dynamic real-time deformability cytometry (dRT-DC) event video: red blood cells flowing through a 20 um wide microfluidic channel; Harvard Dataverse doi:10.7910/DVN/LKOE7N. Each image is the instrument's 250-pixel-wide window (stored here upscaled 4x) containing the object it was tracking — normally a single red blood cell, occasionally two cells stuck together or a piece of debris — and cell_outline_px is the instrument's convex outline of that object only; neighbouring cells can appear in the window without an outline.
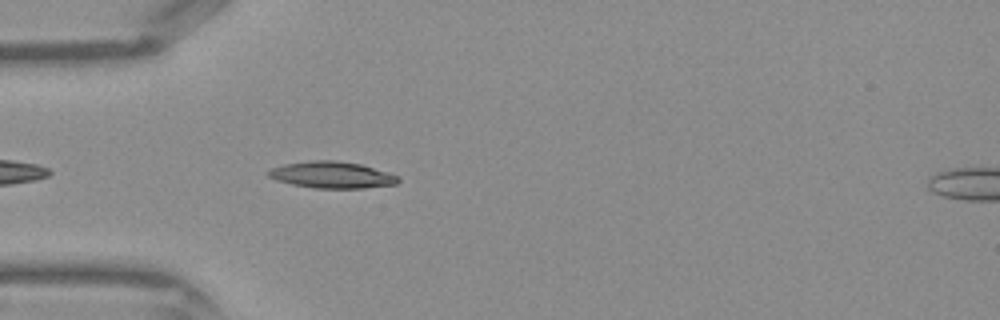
{"species": "Egyptian fruit bat (a non-hibernating species)", "species_latin": "Rousettus aegyptiacus", "temperature_condition": "warm", "stored_images_in_passage": 33, "camera_frame_rate_fps": 3000, "um_per_image_px": 0.085, "frame": {"image": 1, "passage_image": 3, "time_ms": 0.667, "image_size_px": [1000, 320], "cell_outline_px": [[400, 180], [396, 184], [364, 188], [312, 188], [292, 184], [276, 180], [268, 176], [268, 172], [272, 168], [284, 164], [312, 160], [336, 160], [360, 164], [388, 172], [400, 176]], "centroid_in_image_um": [28.23, 14.86], "position_along_channel_um": 56.8, "area_um2": 20.11}}
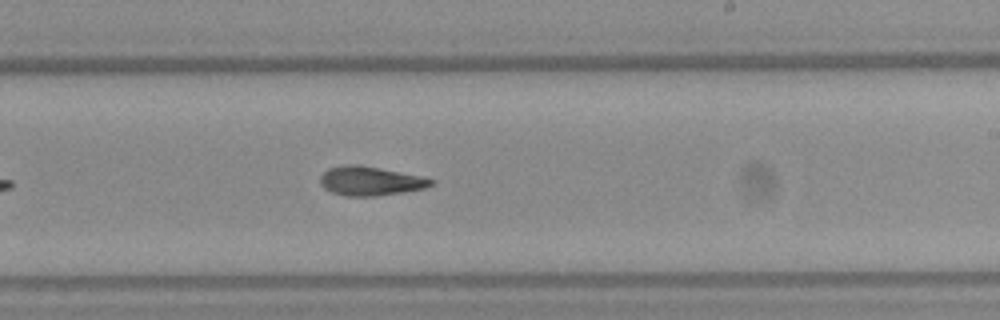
{"frame": {"image": 2, "passage_image": 16, "time_ms": 5.0, "image_size_px": [1000, 320], "cell_outline_px": [[432, 184], [424, 188], [376, 196], [344, 196], [332, 192], [324, 188], [320, 184], [320, 176], [328, 168], [348, 164], [356, 164], [380, 168], [424, 176], [432, 180]], "centroid_in_image_um": [31.44, 15.38], "position_along_channel_um": 257.6, "area_um2": 18.67}}
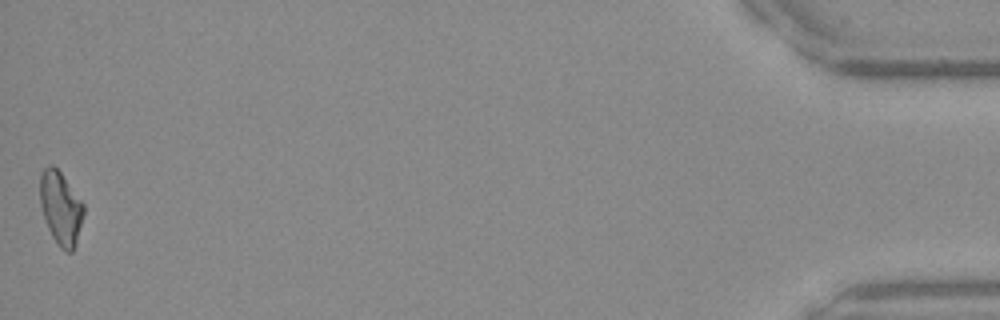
{"frame": {"image": 3, "passage_image": 33, "time_ms": 10.667, "image_size_px": [1000, 320], "cell_outline_px": [[84, 212], [76, 244], [72, 252], [64, 252], [60, 248], [52, 236], [48, 228], [40, 204], [40, 172], [48, 164], [52, 164], [60, 172], [84, 204]], "centroid_in_image_um": [5.15, 17.69], "position_along_channel_um": 430.0, "area_um2": 18.55}}